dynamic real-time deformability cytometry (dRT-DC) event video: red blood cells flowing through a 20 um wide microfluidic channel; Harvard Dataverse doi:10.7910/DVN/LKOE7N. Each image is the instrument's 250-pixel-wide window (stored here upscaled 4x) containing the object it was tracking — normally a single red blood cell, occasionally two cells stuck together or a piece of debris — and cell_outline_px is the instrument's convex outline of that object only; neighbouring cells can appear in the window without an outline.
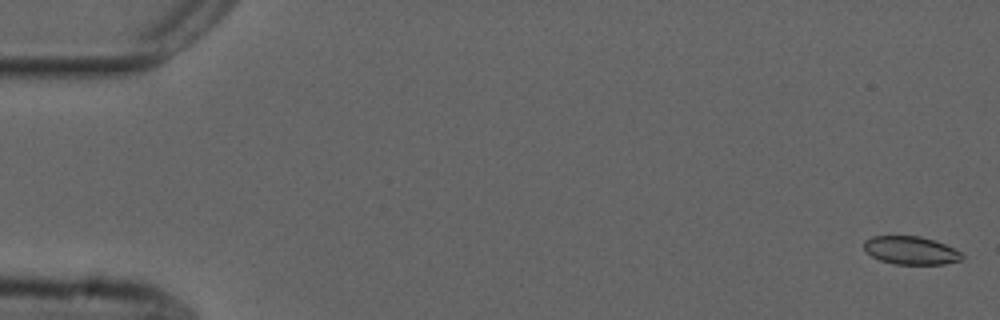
{"species": "common noctule bat (a hibernating species)", "species_latin": "Nyctalus noctula", "temperature_condition": "cold", "stored_images_in_passage": 55, "camera_frame_rate_fps": 3000, "um_per_image_px": 0.085, "animal": {"sex": "male", "forearm_length_mm": 52.5}, "frame": {"image": 1, "passage_image": 1, "time_ms": 0.0, "image_size_px": [1000, 320], "cell_outline_px": [[964, 256], [960, 260], [944, 264], [896, 264], [880, 260], [872, 256], [864, 248], [864, 240], [872, 236], [920, 236], [944, 244], [960, 252]], "centroid_in_image_um": [77.4, 21.28], "position_along_channel_um": 7.6, "area_um2": 15.84}}
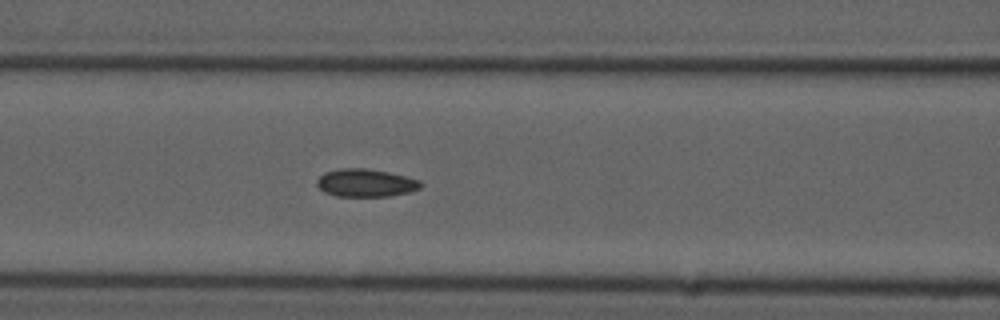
{"frame": {"image": 2, "passage_image": 23, "time_ms": 7.333, "image_size_px": [1000, 320], "cell_outline_px": [[424, 184], [420, 188], [408, 192], [388, 196], [336, 196], [324, 192], [316, 184], [316, 180], [324, 172], [340, 168], [364, 168], [388, 172], [420, 180]], "centroid_in_image_um": [31.07, 15.54], "position_along_channel_um": 135.5, "area_um2": 16.82}}
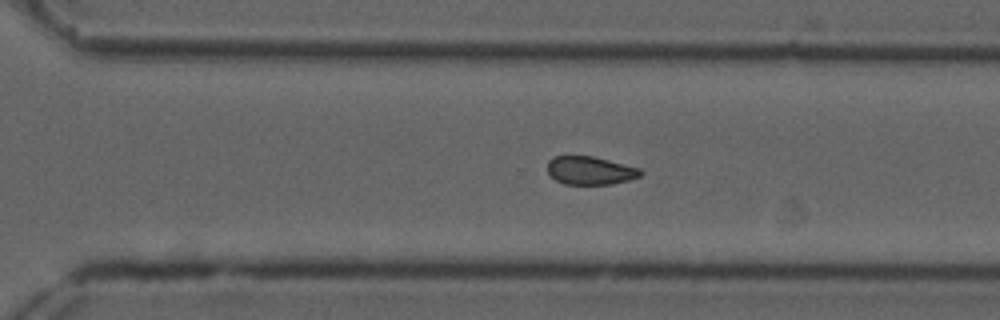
{"frame": {"image": 3, "passage_image": 38, "time_ms": 12.333, "image_size_px": [1000, 320], "cell_outline_px": [[644, 172], [640, 176], [628, 180], [612, 184], [564, 184], [556, 180], [548, 172], [548, 160], [552, 156], [592, 156], [640, 168]], "centroid_in_image_um": [50.17, 14.49], "position_along_channel_um": 320.4, "area_um2": 15.26}, "authors_computed_cell_mechanics": {"area_um2": 16.4152, "velocity_mm_per_s": 3.7153, "shape_relaxation_time_tau1_ms": null, "shape_relaxation_time_tau2_ms": 2.9896, "deformation_change_tau1": null, "deformation_change_tau2": 0.0679}}